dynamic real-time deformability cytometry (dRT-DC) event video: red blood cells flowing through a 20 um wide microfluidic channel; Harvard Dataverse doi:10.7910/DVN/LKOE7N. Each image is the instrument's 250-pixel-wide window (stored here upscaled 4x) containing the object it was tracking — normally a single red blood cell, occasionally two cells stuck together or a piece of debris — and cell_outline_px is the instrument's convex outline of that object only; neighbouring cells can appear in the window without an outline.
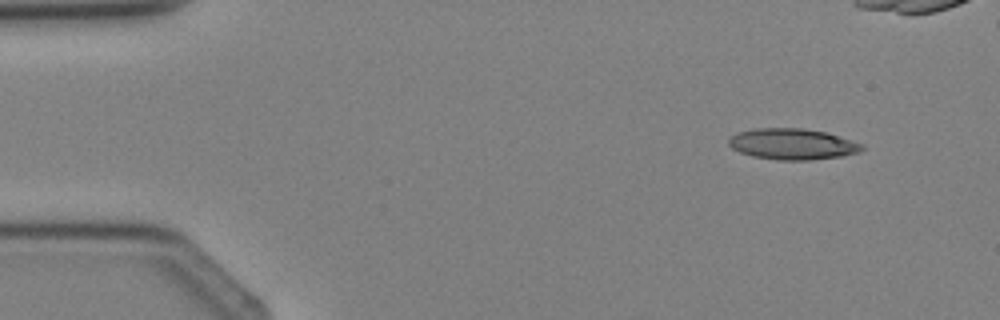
{"species": "Egyptian fruit bat (a non-hibernating species)", "species_latin": "Rousettus aegyptiacus", "temperature_condition": "cold", "stored_images_in_passage": 4, "camera_frame_rate_fps": 3000, "um_per_image_px": 0.085, "animal": {"sex": "female"}, "frame": {"image": 1, "passage_image": 1, "time_ms": 0.0, "image_size_px": [1000, 320], "cell_outline_px": [[864, 148], [860, 152], [844, 156], [808, 160], [780, 160], [752, 156], [740, 152], [732, 148], [728, 144], [728, 140], [736, 132], [756, 128], [804, 128], [824, 132], [864, 144]], "centroid_in_image_um": [67.36, 12.25], "position_along_channel_um": 17.6, "area_um2": 24.1}}